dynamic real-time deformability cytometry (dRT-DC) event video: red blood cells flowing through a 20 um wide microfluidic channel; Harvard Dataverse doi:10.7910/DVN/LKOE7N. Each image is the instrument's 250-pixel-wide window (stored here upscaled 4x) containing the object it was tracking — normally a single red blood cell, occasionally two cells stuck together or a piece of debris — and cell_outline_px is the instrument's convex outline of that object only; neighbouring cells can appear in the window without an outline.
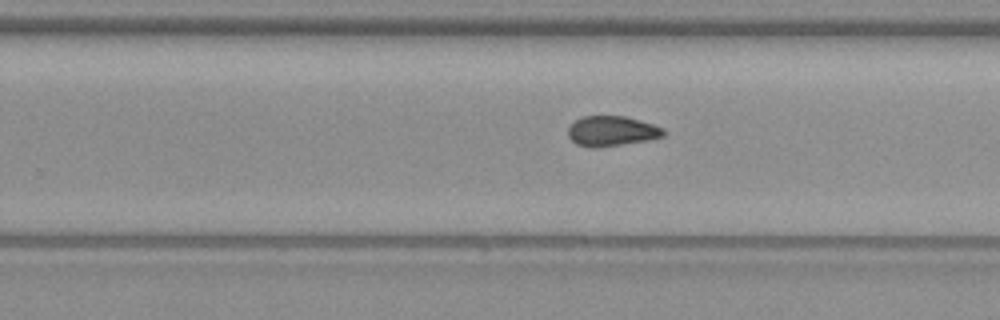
{"species": "common noctule bat (a hibernating species)", "species_latin": "Nyctalus noctula", "temperature_condition": "warm", "stored_images_in_passage": 28, "camera_frame_rate_fps": 3000, "um_per_image_px": 0.085, "animal": {"sex": "female", "body_mass_g": 19.3, "forearm_length_mm": 54.1}, "frame": {"image": 1, "passage_image": 20, "time_ms": 6.333, "image_size_px": [1000, 320], "cell_outline_px": [[664, 136], [648, 140], [596, 148], [588, 148], [576, 144], [568, 136], [568, 128], [576, 120], [584, 116], [624, 116], [640, 120], [664, 128]], "centroid_in_image_um": [51.98, 11.15], "position_along_channel_um": 277.8, "area_um2": 16.7}}